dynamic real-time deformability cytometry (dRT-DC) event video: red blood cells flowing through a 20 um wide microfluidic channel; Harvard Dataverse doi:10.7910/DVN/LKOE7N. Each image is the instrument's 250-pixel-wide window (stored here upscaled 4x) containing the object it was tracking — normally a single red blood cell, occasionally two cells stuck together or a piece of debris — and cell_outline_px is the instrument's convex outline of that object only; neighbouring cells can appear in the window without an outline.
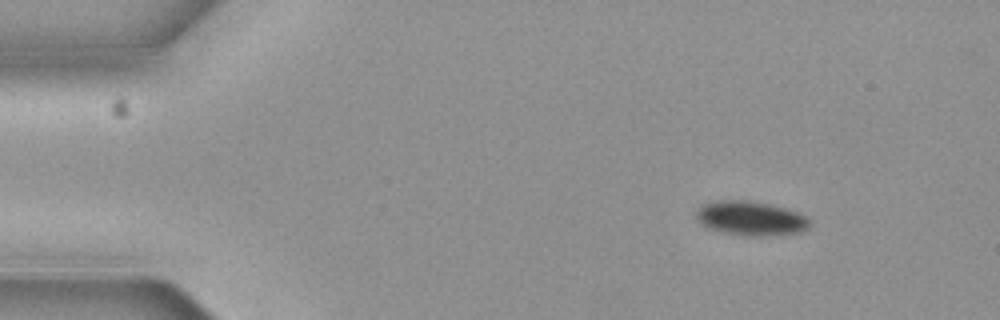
{"species": "common noctule bat (a hibernating species)", "species_latin": "Nyctalus noctula", "temperature_condition": "cold", "stored_images_in_passage": 5, "camera_frame_rate_fps": 3000, "um_per_image_px": 0.085, "animal": {"sex": "female", "body_mass_g": 19.3, "forearm_length_mm": 54.1}, "frame": {"image": 1, "passage_image": 2, "time_ms": 0.333, "image_size_px": [1000, 320], "cell_outline_px": [[808, 228], [800, 232], [760, 236], [748, 236], [724, 232], [712, 228], [704, 224], [696, 216], [696, 212], [704, 204], [716, 200], [752, 200], [772, 204], [796, 212], [804, 216], [808, 220]], "centroid_in_image_um": [63.82, 18.54], "position_along_channel_um": 21.2, "area_um2": 22.2}}